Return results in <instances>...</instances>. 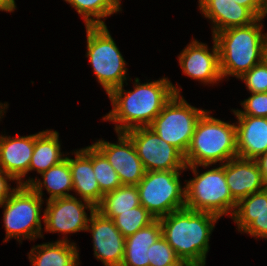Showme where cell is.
<instances>
[{
    "label": "cell",
    "instance_id": "6da1fadb",
    "mask_svg": "<svg viewBox=\"0 0 267 266\" xmlns=\"http://www.w3.org/2000/svg\"><path fill=\"white\" fill-rule=\"evenodd\" d=\"M139 81L135 78L133 91H126L123 84L108 94L113 107L103 120L117 123L114 128L116 133L150 126L171 98L175 94L180 95L181 89L168 78L144 84Z\"/></svg>",
    "mask_w": 267,
    "mask_h": 266
},
{
    "label": "cell",
    "instance_id": "7a4b0ae2",
    "mask_svg": "<svg viewBox=\"0 0 267 266\" xmlns=\"http://www.w3.org/2000/svg\"><path fill=\"white\" fill-rule=\"evenodd\" d=\"M218 216L187 208L171 212L159 219L162 236L181 260L194 266H205L209 239Z\"/></svg>",
    "mask_w": 267,
    "mask_h": 266
},
{
    "label": "cell",
    "instance_id": "3957f363",
    "mask_svg": "<svg viewBox=\"0 0 267 266\" xmlns=\"http://www.w3.org/2000/svg\"><path fill=\"white\" fill-rule=\"evenodd\" d=\"M264 18L246 26L232 27L213 35L220 60L222 78L241 77L265 58L267 34L263 33Z\"/></svg>",
    "mask_w": 267,
    "mask_h": 266
},
{
    "label": "cell",
    "instance_id": "277c9868",
    "mask_svg": "<svg viewBox=\"0 0 267 266\" xmlns=\"http://www.w3.org/2000/svg\"><path fill=\"white\" fill-rule=\"evenodd\" d=\"M205 111L199 118L185 157L186 165L204 168L237 157L236 123L230 124Z\"/></svg>",
    "mask_w": 267,
    "mask_h": 266
},
{
    "label": "cell",
    "instance_id": "5b68a950",
    "mask_svg": "<svg viewBox=\"0 0 267 266\" xmlns=\"http://www.w3.org/2000/svg\"><path fill=\"white\" fill-rule=\"evenodd\" d=\"M195 178L185 180V208L193 211L212 213L219 218L233 216L237 202L232 198L225 177V163L203 173L197 171L198 165H187ZM199 173V174H198Z\"/></svg>",
    "mask_w": 267,
    "mask_h": 266
},
{
    "label": "cell",
    "instance_id": "8992f818",
    "mask_svg": "<svg viewBox=\"0 0 267 266\" xmlns=\"http://www.w3.org/2000/svg\"><path fill=\"white\" fill-rule=\"evenodd\" d=\"M87 53L98 83L107 95L128 78L124 60L106 25L86 26Z\"/></svg>",
    "mask_w": 267,
    "mask_h": 266
},
{
    "label": "cell",
    "instance_id": "52a82bcc",
    "mask_svg": "<svg viewBox=\"0 0 267 266\" xmlns=\"http://www.w3.org/2000/svg\"><path fill=\"white\" fill-rule=\"evenodd\" d=\"M43 201L29 186L17 185V189L0 206L4 208V242L11 238L18 242L23 239L43 238L40 217Z\"/></svg>",
    "mask_w": 267,
    "mask_h": 266
},
{
    "label": "cell",
    "instance_id": "ba28073f",
    "mask_svg": "<svg viewBox=\"0 0 267 266\" xmlns=\"http://www.w3.org/2000/svg\"><path fill=\"white\" fill-rule=\"evenodd\" d=\"M181 171H146L136 185L140 205L155 218L185 208V186L180 183Z\"/></svg>",
    "mask_w": 267,
    "mask_h": 266
},
{
    "label": "cell",
    "instance_id": "9c48e42d",
    "mask_svg": "<svg viewBox=\"0 0 267 266\" xmlns=\"http://www.w3.org/2000/svg\"><path fill=\"white\" fill-rule=\"evenodd\" d=\"M205 111L191 106L183 96L175 94L149 127L185 155L196 124Z\"/></svg>",
    "mask_w": 267,
    "mask_h": 266
},
{
    "label": "cell",
    "instance_id": "30bf717a",
    "mask_svg": "<svg viewBox=\"0 0 267 266\" xmlns=\"http://www.w3.org/2000/svg\"><path fill=\"white\" fill-rule=\"evenodd\" d=\"M132 140L146 171L185 170L184 154L161 139L148 127H137L125 132Z\"/></svg>",
    "mask_w": 267,
    "mask_h": 266
},
{
    "label": "cell",
    "instance_id": "8fae6325",
    "mask_svg": "<svg viewBox=\"0 0 267 266\" xmlns=\"http://www.w3.org/2000/svg\"><path fill=\"white\" fill-rule=\"evenodd\" d=\"M46 201L43 222L45 232L50 233L68 234L86 231L90 217L86 214L85 209H89L90 213L96 209L89 201L80 200L74 196Z\"/></svg>",
    "mask_w": 267,
    "mask_h": 266
},
{
    "label": "cell",
    "instance_id": "7c38bea8",
    "mask_svg": "<svg viewBox=\"0 0 267 266\" xmlns=\"http://www.w3.org/2000/svg\"><path fill=\"white\" fill-rule=\"evenodd\" d=\"M118 142L97 140L93 145L106 157L122 185H137L146 173L131 138L118 132Z\"/></svg>",
    "mask_w": 267,
    "mask_h": 266
},
{
    "label": "cell",
    "instance_id": "4fadbf2b",
    "mask_svg": "<svg viewBox=\"0 0 267 266\" xmlns=\"http://www.w3.org/2000/svg\"><path fill=\"white\" fill-rule=\"evenodd\" d=\"M86 231L92 233L94 256L104 266H121L124 258L125 237L111 218L95 209L90 213Z\"/></svg>",
    "mask_w": 267,
    "mask_h": 266
},
{
    "label": "cell",
    "instance_id": "5bb4252c",
    "mask_svg": "<svg viewBox=\"0 0 267 266\" xmlns=\"http://www.w3.org/2000/svg\"><path fill=\"white\" fill-rule=\"evenodd\" d=\"M210 52L207 44L195 39L182 50L178 56L183 73L204 84H216L222 80L220 72L219 51L213 37V48Z\"/></svg>",
    "mask_w": 267,
    "mask_h": 266
},
{
    "label": "cell",
    "instance_id": "9a60e30c",
    "mask_svg": "<svg viewBox=\"0 0 267 266\" xmlns=\"http://www.w3.org/2000/svg\"><path fill=\"white\" fill-rule=\"evenodd\" d=\"M225 177L232 198L241 199L267 187L255 159L234 157L225 162Z\"/></svg>",
    "mask_w": 267,
    "mask_h": 266
},
{
    "label": "cell",
    "instance_id": "2e32d148",
    "mask_svg": "<svg viewBox=\"0 0 267 266\" xmlns=\"http://www.w3.org/2000/svg\"><path fill=\"white\" fill-rule=\"evenodd\" d=\"M35 146V134L29 136L0 135V168L11 175L17 185L23 186V180L29 172V164Z\"/></svg>",
    "mask_w": 267,
    "mask_h": 266
},
{
    "label": "cell",
    "instance_id": "e0dca14e",
    "mask_svg": "<svg viewBox=\"0 0 267 266\" xmlns=\"http://www.w3.org/2000/svg\"><path fill=\"white\" fill-rule=\"evenodd\" d=\"M232 219L239 232L267 239V187L241 199Z\"/></svg>",
    "mask_w": 267,
    "mask_h": 266
},
{
    "label": "cell",
    "instance_id": "ac0fdd59",
    "mask_svg": "<svg viewBox=\"0 0 267 266\" xmlns=\"http://www.w3.org/2000/svg\"><path fill=\"white\" fill-rule=\"evenodd\" d=\"M75 158L66 157L72 174L73 190L81 199L97 207L104 194L100 191L92 167V145L74 151Z\"/></svg>",
    "mask_w": 267,
    "mask_h": 266
},
{
    "label": "cell",
    "instance_id": "d6986e66",
    "mask_svg": "<svg viewBox=\"0 0 267 266\" xmlns=\"http://www.w3.org/2000/svg\"><path fill=\"white\" fill-rule=\"evenodd\" d=\"M199 9L213 23L212 36L228 28L249 25L257 19L248 8L234 0H204Z\"/></svg>",
    "mask_w": 267,
    "mask_h": 266
},
{
    "label": "cell",
    "instance_id": "ffe728a7",
    "mask_svg": "<svg viewBox=\"0 0 267 266\" xmlns=\"http://www.w3.org/2000/svg\"><path fill=\"white\" fill-rule=\"evenodd\" d=\"M237 117L236 139L238 157L257 159L267 150V118L248 115Z\"/></svg>",
    "mask_w": 267,
    "mask_h": 266
},
{
    "label": "cell",
    "instance_id": "44dd1931",
    "mask_svg": "<svg viewBox=\"0 0 267 266\" xmlns=\"http://www.w3.org/2000/svg\"><path fill=\"white\" fill-rule=\"evenodd\" d=\"M43 178H29L23 181V186H29L41 198L43 197V187L46 188L49 198L47 200L63 197H71L69 191L73 190L72 174L67 158L58 164L50 167L40 174Z\"/></svg>",
    "mask_w": 267,
    "mask_h": 266
},
{
    "label": "cell",
    "instance_id": "7402d4cb",
    "mask_svg": "<svg viewBox=\"0 0 267 266\" xmlns=\"http://www.w3.org/2000/svg\"><path fill=\"white\" fill-rule=\"evenodd\" d=\"M66 238L32 247L28 254L32 266H78V248ZM70 242V243H69Z\"/></svg>",
    "mask_w": 267,
    "mask_h": 266
},
{
    "label": "cell",
    "instance_id": "603a6c76",
    "mask_svg": "<svg viewBox=\"0 0 267 266\" xmlns=\"http://www.w3.org/2000/svg\"><path fill=\"white\" fill-rule=\"evenodd\" d=\"M162 235L159 219L125 238L124 258L121 266H149L148 248Z\"/></svg>",
    "mask_w": 267,
    "mask_h": 266
},
{
    "label": "cell",
    "instance_id": "cb8c5ba5",
    "mask_svg": "<svg viewBox=\"0 0 267 266\" xmlns=\"http://www.w3.org/2000/svg\"><path fill=\"white\" fill-rule=\"evenodd\" d=\"M61 152L59 133L53 130H43L35 133L34 152L29 164V171L42 174L50 167L58 164L66 157Z\"/></svg>",
    "mask_w": 267,
    "mask_h": 266
},
{
    "label": "cell",
    "instance_id": "d4e9b609",
    "mask_svg": "<svg viewBox=\"0 0 267 266\" xmlns=\"http://www.w3.org/2000/svg\"><path fill=\"white\" fill-rule=\"evenodd\" d=\"M140 206L137 186L121 185L104 194L102 202L96 207L105 217L113 219L118 212H126Z\"/></svg>",
    "mask_w": 267,
    "mask_h": 266
},
{
    "label": "cell",
    "instance_id": "484cf974",
    "mask_svg": "<svg viewBox=\"0 0 267 266\" xmlns=\"http://www.w3.org/2000/svg\"><path fill=\"white\" fill-rule=\"evenodd\" d=\"M82 16L85 26L106 25L101 19L120 12L121 4L117 0H64Z\"/></svg>",
    "mask_w": 267,
    "mask_h": 266
},
{
    "label": "cell",
    "instance_id": "4316f807",
    "mask_svg": "<svg viewBox=\"0 0 267 266\" xmlns=\"http://www.w3.org/2000/svg\"><path fill=\"white\" fill-rule=\"evenodd\" d=\"M112 220L121 234L127 238L141 228L148 226L155 218L140 205L126 212H118V216H115Z\"/></svg>",
    "mask_w": 267,
    "mask_h": 266
},
{
    "label": "cell",
    "instance_id": "83f0119b",
    "mask_svg": "<svg viewBox=\"0 0 267 266\" xmlns=\"http://www.w3.org/2000/svg\"><path fill=\"white\" fill-rule=\"evenodd\" d=\"M92 167L100 191L105 194L111 192L122 184L115 169L106 157L92 144Z\"/></svg>",
    "mask_w": 267,
    "mask_h": 266
},
{
    "label": "cell",
    "instance_id": "f1b7e54d",
    "mask_svg": "<svg viewBox=\"0 0 267 266\" xmlns=\"http://www.w3.org/2000/svg\"><path fill=\"white\" fill-rule=\"evenodd\" d=\"M147 254L149 266H170L180 260L162 235L148 248Z\"/></svg>",
    "mask_w": 267,
    "mask_h": 266
},
{
    "label": "cell",
    "instance_id": "f546056e",
    "mask_svg": "<svg viewBox=\"0 0 267 266\" xmlns=\"http://www.w3.org/2000/svg\"><path fill=\"white\" fill-rule=\"evenodd\" d=\"M239 79L244 81L250 93L267 92V59L264 58Z\"/></svg>",
    "mask_w": 267,
    "mask_h": 266
},
{
    "label": "cell",
    "instance_id": "4dcf8cb0",
    "mask_svg": "<svg viewBox=\"0 0 267 266\" xmlns=\"http://www.w3.org/2000/svg\"><path fill=\"white\" fill-rule=\"evenodd\" d=\"M243 110H233L234 115H248L267 118V92L251 93V96L241 102Z\"/></svg>",
    "mask_w": 267,
    "mask_h": 266
},
{
    "label": "cell",
    "instance_id": "1f68e13d",
    "mask_svg": "<svg viewBox=\"0 0 267 266\" xmlns=\"http://www.w3.org/2000/svg\"><path fill=\"white\" fill-rule=\"evenodd\" d=\"M204 0H199V5ZM237 4L248 8L257 18H264L267 15V5L264 0H234Z\"/></svg>",
    "mask_w": 267,
    "mask_h": 266
},
{
    "label": "cell",
    "instance_id": "d6a6232c",
    "mask_svg": "<svg viewBox=\"0 0 267 266\" xmlns=\"http://www.w3.org/2000/svg\"><path fill=\"white\" fill-rule=\"evenodd\" d=\"M16 181L11 175L7 174L0 168V206L9 198V196L17 189L11 188L8 181Z\"/></svg>",
    "mask_w": 267,
    "mask_h": 266
},
{
    "label": "cell",
    "instance_id": "836d02e7",
    "mask_svg": "<svg viewBox=\"0 0 267 266\" xmlns=\"http://www.w3.org/2000/svg\"><path fill=\"white\" fill-rule=\"evenodd\" d=\"M255 160L257 161L260 171L262 173L263 179L265 183L267 184V150Z\"/></svg>",
    "mask_w": 267,
    "mask_h": 266
},
{
    "label": "cell",
    "instance_id": "e575fe53",
    "mask_svg": "<svg viewBox=\"0 0 267 266\" xmlns=\"http://www.w3.org/2000/svg\"><path fill=\"white\" fill-rule=\"evenodd\" d=\"M15 9V0H0V11L13 12Z\"/></svg>",
    "mask_w": 267,
    "mask_h": 266
},
{
    "label": "cell",
    "instance_id": "d590c367",
    "mask_svg": "<svg viewBox=\"0 0 267 266\" xmlns=\"http://www.w3.org/2000/svg\"><path fill=\"white\" fill-rule=\"evenodd\" d=\"M170 266H194L191 262H188L186 260H179L177 263H174Z\"/></svg>",
    "mask_w": 267,
    "mask_h": 266
},
{
    "label": "cell",
    "instance_id": "8d00e7d4",
    "mask_svg": "<svg viewBox=\"0 0 267 266\" xmlns=\"http://www.w3.org/2000/svg\"><path fill=\"white\" fill-rule=\"evenodd\" d=\"M8 108V103L6 104V102L3 104V103H0V119L2 118L3 116V113L5 114V110Z\"/></svg>",
    "mask_w": 267,
    "mask_h": 266
},
{
    "label": "cell",
    "instance_id": "74e56055",
    "mask_svg": "<svg viewBox=\"0 0 267 266\" xmlns=\"http://www.w3.org/2000/svg\"><path fill=\"white\" fill-rule=\"evenodd\" d=\"M265 58L267 59V38H266V53H265Z\"/></svg>",
    "mask_w": 267,
    "mask_h": 266
}]
</instances>
